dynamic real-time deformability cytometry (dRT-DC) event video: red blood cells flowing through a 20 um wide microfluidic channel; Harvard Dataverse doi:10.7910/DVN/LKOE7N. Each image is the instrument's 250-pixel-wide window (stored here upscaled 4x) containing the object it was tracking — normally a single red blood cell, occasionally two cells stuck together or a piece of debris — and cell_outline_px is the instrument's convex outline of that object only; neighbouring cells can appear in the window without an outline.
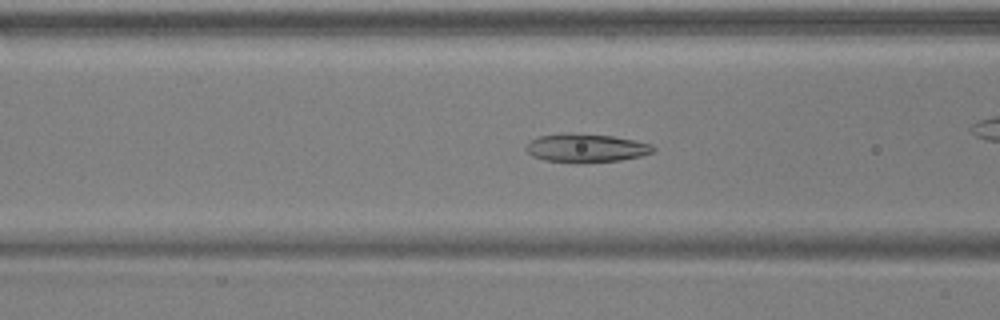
{"species": "common noctule bat (a hibernating species)", "species_latin": "Nyctalus noctula", "temperature_condition": "warm", "stored_images_in_passage": 41, "camera_frame_rate_fps": 3000, "um_per_image_px": 0.085, "animal": {"sex": "male", "body_mass_g": 17.9, "forearm_length_mm": 54.2}, "frame": {"image": 1, "passage_image": 7, "time_ms": 2.0, "image_size_px": [1000, 320], "cell_outline_px": [[656, 148], [652, 152], [640, 156], [620, 160], [544, 160], [532, 156], [524, 148], [532, 140], [540, 136], [572, 132], [612, 136], [636, 140], [652, 144]], "centroid_in_image_um": [49.85, 12.53], "position_along_channel_um": 116.8, "area_um2": 20.29}, "authors_computed_cell_mechanics": {"area_um2": 21.3282, "velocity_mm_per_s": 3.717, "shape_relaxation_time_tau1_ms": 4.0383, "shape_relaxation_time_tau2_ms": 1.2368, "deformation_change_tau1": 0.1724, "deformation_change_tau2": 0.0677}}